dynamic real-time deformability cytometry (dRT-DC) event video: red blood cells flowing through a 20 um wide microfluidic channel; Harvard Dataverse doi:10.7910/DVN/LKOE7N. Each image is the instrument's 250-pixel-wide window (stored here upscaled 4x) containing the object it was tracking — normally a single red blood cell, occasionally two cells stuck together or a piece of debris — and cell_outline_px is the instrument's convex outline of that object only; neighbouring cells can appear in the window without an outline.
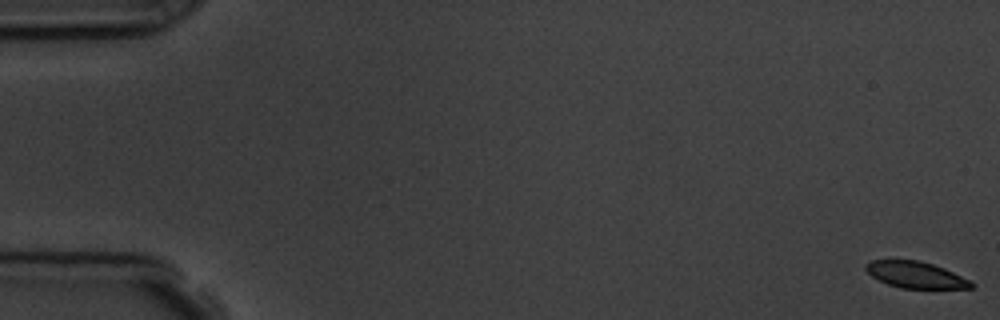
{"species": "common noctule bat (a hibernating species)", "species_latin": "Nyctalus noctula", "temperature_condition": "room temperature", "stored_images_in_passage": 17, "camera_frame_rate_fps": 3000, "um_per_image_px": 0.085, "animal": {"sex": "male", "body_mass_g": 19.5, "forearm_length_mm": 54.6}, "frame": {"image": 1, "passage_image": 1, "time_ms": 0.0, "image_size_px": [1000, 320], "cell_outline_px": [[976, 284], [972, 288], [900, 288], [888, 284], [872, 276], [864, 268], [864, 264], [872, 260], [920, 260], [944, 268]], "centroid_in_image_um": [77.81, 23.35], "position_along_channel_um": 7.2, "area_um2": 16.07}}
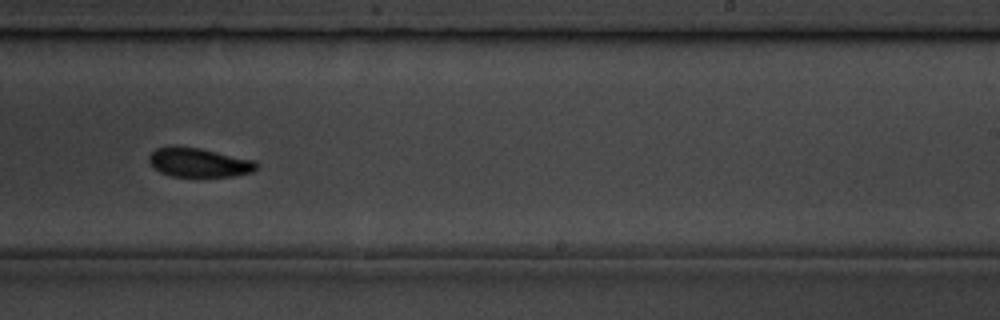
{"frame": {"image": 2, "passage_image": 11, "time_ms": 11.333, "image_size_px": [1000, 320], "cell_outline_px": [[256, 168], [252, 172], [232, 176], [196, 180], [172, 176], [160, 172], [148, 160], [148, 156], [156, 148], [200, 148], [252, 160], [256, 164]], "centroid_in_image_um": [16.91, 13.89], "position_along_channel_um": 272.1, "area_um2": 18.32}}
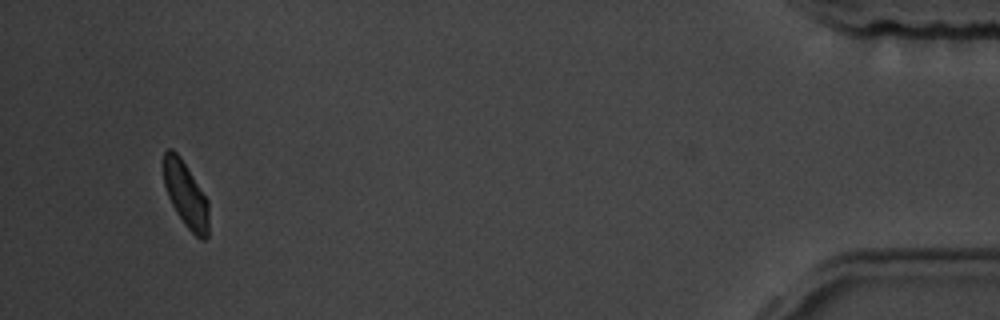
{"frame": {"image": 3, "passage_image": 16, "time_ms": 17.333, "image_size_px": [1000, 320], "cell_outline_px": [[208, 236], [204, 240], [200, 240], [184, 224], [176, 212], [168, 196], [164, 184], [164, 152], [168, 148], [172, 148], [180, 156], [208, 200]], "centroid_in_image_um": [15.79, 16.55], "position_along_channel_um": 419.4, "area_um2": 17.11}, "authors_computed_cell_mechanics": {"area_um2": 18.0914, "velocity_mm_per_s": 3.7061, "shape_relaxation_time_tau1_ms": 1.9064, "shape_relaxation_time_tau2_ms": null, "deformation_change_tau1": 0.0724, "deformation_change_tau2": null}}